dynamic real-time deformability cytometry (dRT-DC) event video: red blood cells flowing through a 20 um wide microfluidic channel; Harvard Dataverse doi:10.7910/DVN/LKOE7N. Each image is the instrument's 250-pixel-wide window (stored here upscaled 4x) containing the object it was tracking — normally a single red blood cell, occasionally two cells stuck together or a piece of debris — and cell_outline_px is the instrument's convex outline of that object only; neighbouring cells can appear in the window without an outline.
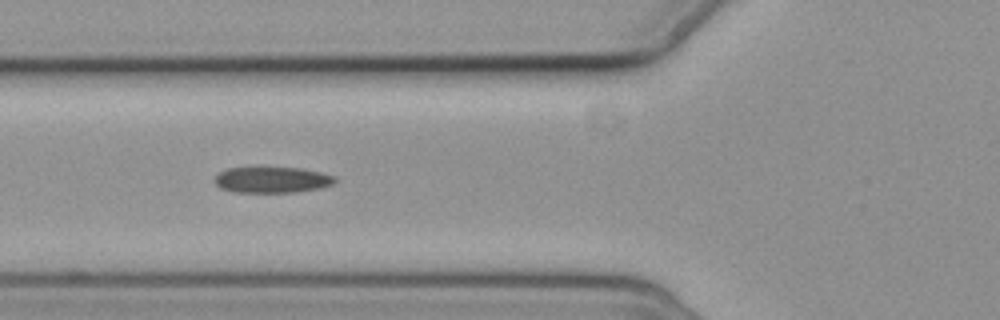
{"species": "common noctule bat (a hibernating species)", "species_latin": "Nyctalus noctula", "temperature_condition": "cold", "stored_images_in_passage": 6, "camera_frame_rate_fps": 3000, "um_per_image_px": 0.085, "animal": {"sex": "female", "body_mass_g": 19.3, "forearm_length_mm": 54.1}, "frame": {"image": 1, "passage_image": 3, "time_ms": 2.333, "image_size_px": [1000, 320], "cell_outline_px": [[336, 180], [332, 184], [320, 188], [292, 192], [236, 192], [220, 188], [212, 180], [220, 172], [228, 168], [256, 164], [260, 164], [304, 168], [336, 176]], "centroid_in_image_um": [23.08, 15.22], "position_along_channel_um": 102.7, "area_um2": 19.25}}
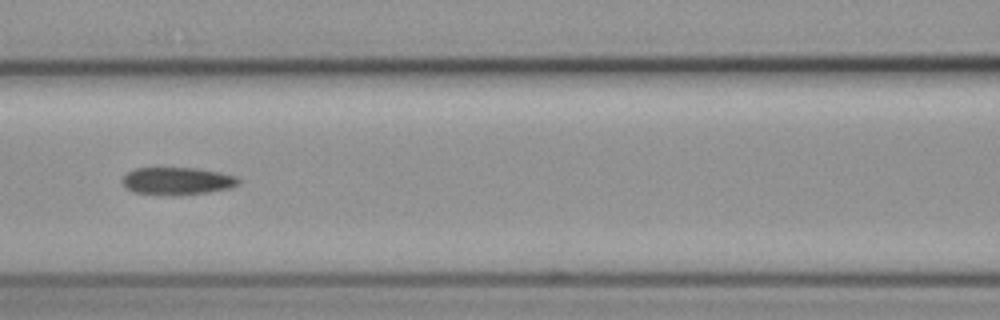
{"frame": {"image": 2, "passage_image": 4, "time_ms": 3.667, "image_size_px": [1000, 320], "cell_outline_px": [[240, 184], [228, 188], [208, 192], [176, 196], [172, 196], [132, 192], [124, 188], [120, 180], [128, 172], [136, 168], [196, 168], [220, 172], [236, 176], [240, 180]], "centroid_in_image_um": [15.03, 15.4], "position_along_channel_um": 151.6, "area_um2": 18.9}}
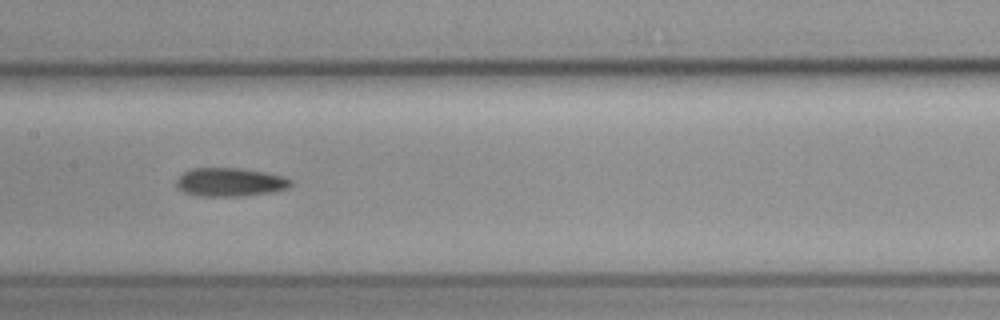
{"frame": {"image": 3, "passage_image": 5, "time_ms": 4.667, "image_size_px": [1000, 320], "cell_outline_px": [[292, 184], [284, 188], [268, 192], [240, 196], [200, 196], [184, 192], [176, 188], [176, 180], [184, 172], [192, 168], [240, 168], [264, 172], [280, 176], [292, 180]], "centroid_in_image_um": [19.48, 15.47], "position_along_channel_um": 187.9, "area_um2": 18.73}}